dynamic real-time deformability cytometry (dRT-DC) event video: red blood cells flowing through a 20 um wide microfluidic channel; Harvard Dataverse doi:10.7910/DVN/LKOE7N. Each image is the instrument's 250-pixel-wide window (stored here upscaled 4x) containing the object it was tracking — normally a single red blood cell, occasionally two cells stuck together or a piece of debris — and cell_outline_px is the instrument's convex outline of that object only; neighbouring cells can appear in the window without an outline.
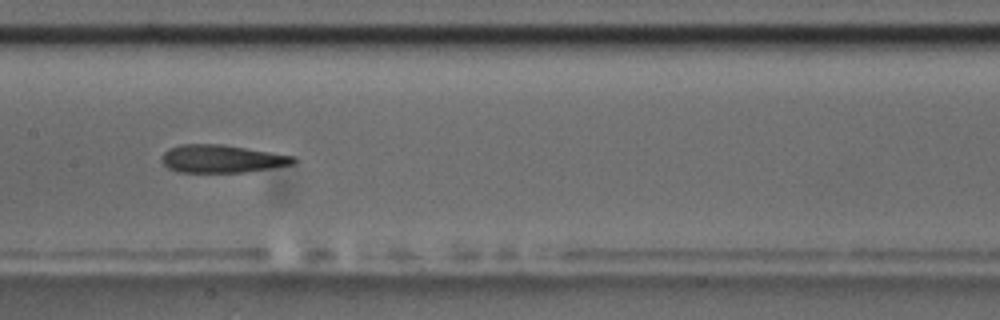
{"species": "common noctule bat (a hibernating species)", "species_latin": "Nyctalus noctula", "temperature_condition": "room temperature", "stored_images_in_passage": 9, "camera_frame_rate_fps": 3000, "um_per_image_px": 0.085, "animal": {"sex": "male", "body_mass_g": 17.5, "forearm_length_mm": 52.3}, "frame": {"image": 1, "passage_image": 8, "time_ms": 8.333, "image_size_px": [1000, 320], "cell_outline_px": [[296, 160], [292, 164], [272, 168], [244, 172], [176, 172], [168, 168], [160, 160], [160, 156], [168, 148], [180, 144], [220, 144], [296, 156]], "centroid_in_image_um": [18.8, 13.5], "position_along_channel_um": 188.6, "area_um2": 21.44}}
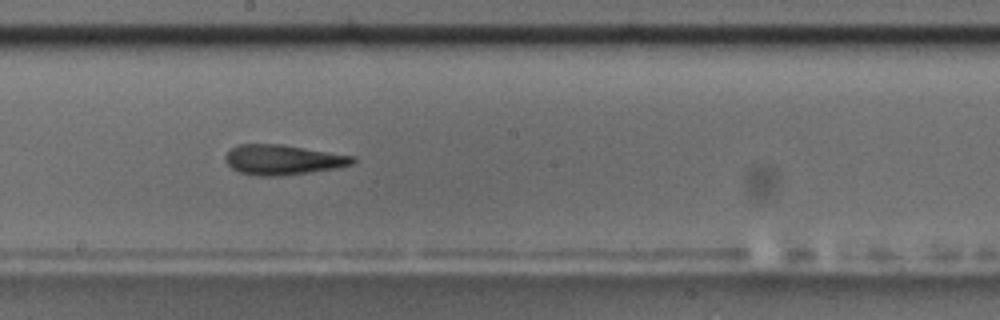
{"frame": {"image": 2, "passage_image": 9, "time_ms": 9.333, "image_size_px": [1000, 320], "cell_outline_px": [[356, 160], [352, 164], [336, 168], [280, 176], [260, 176], [240, 172], [232, 168], [224, 160], [224, 156], [232, 148], [240, 144], [280, 144], [356, 156]], "centroid_in_image_um": [24.05, 13.57], "position_along_channel_um": 224.2, "area_um2": 22.14}}